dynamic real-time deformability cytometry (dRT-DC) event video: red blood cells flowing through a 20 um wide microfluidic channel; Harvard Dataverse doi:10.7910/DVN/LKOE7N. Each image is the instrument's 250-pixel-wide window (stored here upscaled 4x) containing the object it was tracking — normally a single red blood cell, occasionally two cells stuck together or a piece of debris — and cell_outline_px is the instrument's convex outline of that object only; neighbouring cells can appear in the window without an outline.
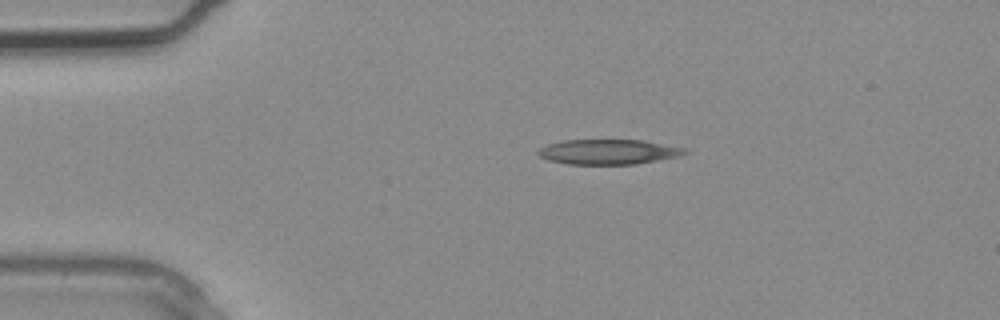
{"species": "common noctule bat (a hibernating species)", "species_latin": "Nyctalus noctula", "temperature_condition": "warm", "stored_images_in_passage": 1, "camera_frame_rate_fps": 3000, "um_per_image_px": 0.085, "animal": {"sex": "male", "body_mass_g": 20.4}, "frame": {"image": 1, "passage_image": 1, "time_ms": 0.0, "image_size_px": [1000, 320], "cell_outline_px": [[688, 152], [680, 156], [636, 164], [568, 164], [548, 160], [540, 156], [536, 152], [540, 148], [548, 144], [564, 140], [644, 140], [684, 148]], "centroid_in_image_um": [51.71, 12.91], "position_along_channel_um": 33.3, "area_um2": 21.27}}